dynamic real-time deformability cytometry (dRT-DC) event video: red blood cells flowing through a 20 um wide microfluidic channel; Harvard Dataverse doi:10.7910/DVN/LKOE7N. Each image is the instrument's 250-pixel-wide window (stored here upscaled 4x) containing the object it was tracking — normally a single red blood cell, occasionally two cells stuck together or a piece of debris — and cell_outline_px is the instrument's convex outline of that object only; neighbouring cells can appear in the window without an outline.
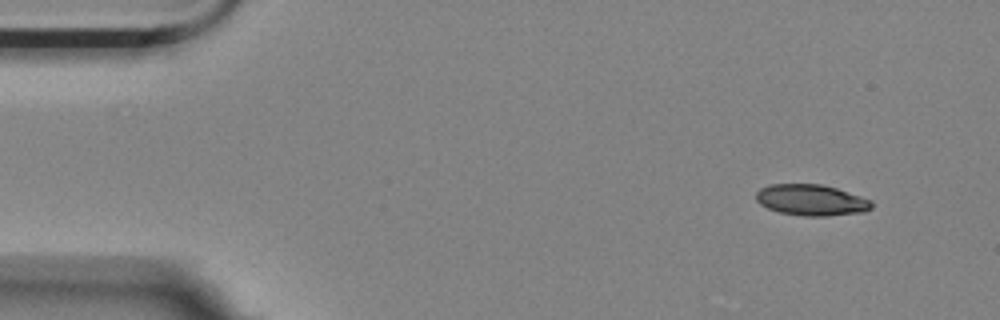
{"species": "Egyptian fruit bat (a non-hibernating species)", "species_latin": "Rousettus aegyptiacus", "temperature_condition": "room temperature", "stored_images_in_passage": 4, "camera_frame_rate_fps": 3000, "um_per_image_px": 0.085, "animal": {"sex": "female"}, "frame": {"image": 1, "passage_image": 1, "time_ms": 0.0, "image_size_px": [1000, 320], "cell_outline_px": [[872, 208], [864, 212], [828, 216], [804, 216], [780, 212], [768, 208], [760, 204], [756, 200], [756, 192], [760, 188], [768, 184], [820, 184], [836, 188], [872, 200]], "centroid_in_image_um": [68.95, 17.0], "position_along_channel_um": 16.0, "area_um2": 20.98}}
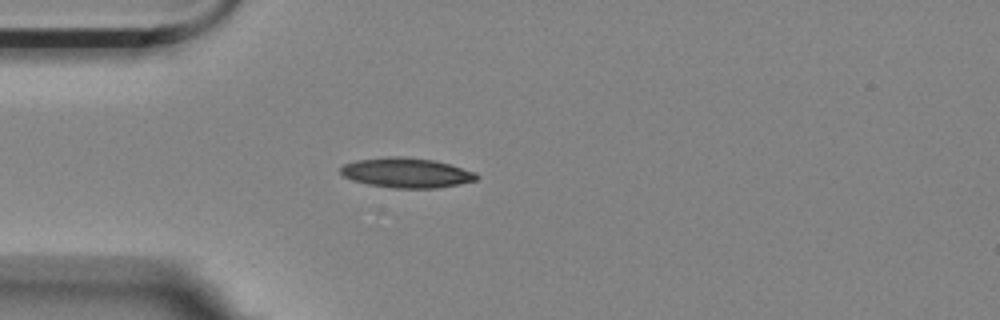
{"frame": {"image": 2, "passage_image": 4, "time_ms": 1.0, "image_size_px": [1000, 320], "cell_outline_px": [[480, 176], [476, 180], [460, 184], [436, 188], [392, 188], [368, 184], [352, 180], [344, 176], [340, 172], [340, 168], [344, 164], [356, 160], [388, 156], [404, 156], [432, 160], [448, 164], [476, 172]], "centroid_in_image_um": [34.54, 14.68], "position_along_channel_um": 50.5, "area_um2": 23.7}}